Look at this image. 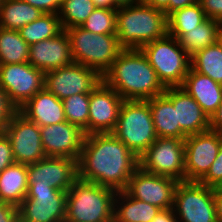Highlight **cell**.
I'll return each mask as SVG.
<instances>
[{"mask_svg": "<svg viewBox=\"0 0 222 222\" xmlns=\"http://www.w3.org/2000/svg\"><path fill=\"white\" fill-rule=\"evenodd\" d=\"M199 2V0H174L169 1V14L173 11L184 8L186 6L192 5L194 3Z\"/></svg>", "mask_w": 222, "mask_h": 222, "instance_id": "bcb514c9", "label": "cell"}, {"mask_svg": "<svg viewBox=\"0 0 222 222\" xmlns=\"http://www.w3.org/2000/svg\"><path fill=\"white\" fill-rule=\"evenodd\" d=\"M116 23L117 8H95L80 27L95 34H116Z\"/></svg>", "mask_w": 222, "mask_h": 222, "instance_id": "836d02e7", "label": "cell"}, {"mask_svg": "<svg viewBox=\"0 0 222 222\" xmlns=\"http://www.w3.org/2000/svg\"><path fill=\"white\" fill-rule=\"evenodd\" d=\"M27 190V164L14 163L0 173V201L18 206Z\"/></svg>", "mask_w": 222, "mask_h": 222, "instance_id": "d4e9b609", "label": "cell"}, {"mask_svg": "<svg viewBox=\"0 0 222 222\" xmlns=\"http://www.w3.org/2000/svg\"><path fill=\"white\" fill-rule=\"evenodd\" d=\"M112 134L138 158L158 138L147 100H124Z\"/></svg>", "mask_w": 222, "mask_h": 222, "instance_id": "8992f818", "label": "cell"}, {"mask_svg": "<svg viewBox=\"0 0 222 222\" xmlns=\"http://www.w3.org/2000/svg\"><path fill=\"white\" fill-rule=\"evenodd\" d=\"M63 31L58 14L43 13L35 21L23 26L19 33L30 46L43 40L51 39Z\"/></svg>", "mask_w": 222, "mask_h": 222, "instance_id": "f546056e", "label": "cell"}, {"mask_svg": "<svg viewBox=\"0 0 222 222\" xmlns=\"http://www.w3.org/2000/svg\"><path fill=\"white\" fill-rule=\"evenodd\" d=\"M141 1L142 0H113V4L116 8H121L140 3Z\"/></svg>", "mask_w": 222, "mask_h": 222, "instance_id": "c3c4849f", "label": "cell"}, {"mask_svg": "<svg viewBox=\"0 0 222 222\" xmlns=\"http://www.w3.org/2000/svg\"><path fill=\"white\" fill-rule=\"evenodd\" d=\"M43 14L38 8L23 0H2L0 6V27L20 30Z\"/></svg>", "mask_w": 222, "mask_h": 222, "instance_id": "4316f807", "label": "cell"}, {"mask_svg": "<svg viewBox=\"0 0 222 222\" xmlns=\"http://www.w3.org/2000/svg\"><path fill=\"white\" fill-rule=\"evenodd\" d=\"M147 101L150 105L154 128L158 137L182 140L187 137L177 124L176 109H174L173 103L164 94Z\"/></svg>", "mask_w": 222, "mask_h": 222, "instance_id": "603a6c76", "label": "cell"}, {"mask_svg": "<svg viewBox=\"0 0 222 222\" xmlns=\"http://www.w3.org/2000/svg\"><path fill=\"white\" fill-rule=\"evenodd\" d=\"M15 163L10 140L0 133V173Z\"/></svg>", "mask_w": 222, "mask_h": 222, "instance_id": "d590c367", "label": "cell"}, {"mask_svg": "<svg viewBox=\"0 0 222 222\" xmlns=\"http://www.w3.org/2000/svg\"><path fill=\"white\" fill-rule=\"evenodd\" d=\"M198 182L214 189L222 186V145L208 172Z\"/></svg>", "mask_w": 222, "mask_h": 222, "instance_id": "e575fe53", "label": "cell"}, {"mask_svg": "<svg viewBox=\"0 0 222 222\" xmlns=\"http://www.w3.org/2000/svg\"><path fill=\"white\" fill-rule=\"evenodd\" d=\"M178 183L179 181L172 177L152 174L138 167L124 191L130 197L166 210L173 208Z\"/></svg>", "mask_w": 222, "mask_h": 222, "instance_id": "4fadbf2b", "label": "cell"}, {"mask_svg": "<svg viewBox=\"0 0 222 222\" xmlns=\"http://www.w3.org/2000/svg\"><path fill=\"white\" fill-rule=\"evenodd\" d=\"M102 81L124 100H148L166 90L141 49H123Z\"/></svg>", "mask_w": 222, "mask_h": 222, "instance_id": "7a4b0ae2", "label": "cell"}, {"mask_svg": "<svg viewBox=\"0 0 222 222\" xmlns=\"http://www.w3.org/2000/svg\"><path fill=\"white\" fill-rule=\"evenodd\" d=\"M163 94L173 103L177 124L186 136L210 130V118L184 89L167 87Z\"/></svg>", "mask_w": 222, "mask_h": 222, "instance_id": "d6986e66", "label": "cell"}, {"mask_svg": "<svg viewBox=\"0 0 222 222\" xmlns=\"http://www.w3.org/2000/svg\"><path fill=\"white\" fill-rule=\"evenodd\" d=\"M185 146L178 138H160L139 157V167L149 173L185 181Z\"/></svg>", "mask_w": 222, "mask_h": 222, "instance_id": "30bf717a", "label": "cell"}, {"mask_svg": "<svg viewBox=\"0 0 222 222\" xmlns=\"http://www.w3.org/2000/svg\"><path fill=\"white\" fill-rule=\"evenodd\" d=\"M74 63L96 70L101 76L111 67L123 48L116 34H95L80 26L65 29Z\"/></svg>", "mask_w": 222, "mask_h": 222, "instance_id": "5b68a950", "label": "cell"}, {"mask_svg": "<svg viewBox=\"0 0 222 222\" xmlns=\"http://www.w3.org/2000/svg\"><path fill=\"white\" fill-rule=\"evenodd\" d=\"M191 68L222 85V38L193 55Z\"/></svg>", "mask_w": 222, "mask_h": 222, "instance_id": "f1b7e54d", "label": "cell"}, {"mask_svg": "<svg viewBox=\"0 0 222 222\" xmlns=\"http://www.w3.org/2000/svg\"><path fill=\"white\" fill-rule=\"evenodd\" d=\"M0 222H20L18 206L0 201Z\"/></svg>", "mask_w": 222, "mask_h": 222, "instance_id": "f35d334b", "label": "cell"}, {"mask_svg": "<svg viewBox=\"0 0 222 222\" xmlns=\"http://www.w3.org/2000/svg\"><path fill=\"white\" fill-rule=\"evenodd\" d=\"M96 8L112 9L116 8L113 4V0H92Z\"/></svg>", "mask_w": 222, "mask_h": 222, "instance_id": "7dc6e473", "label": "cell"}, {"mask_svg": "<svg viewBox=\"0 0 222 222\" xmlns=\"http://www.w3.org/2000/svg\"><path fill=\"white\" fill-rule=\"evenodd\" d=\"M4 133L10 140L15 163L31 164L46 157L40 127L19 111L11 119Z\"/></svg>", "mask_w": 222, "mask_h": 222, "instance_id": "9a60e30c", "label": "cell"}, {"mask_svg": "<svg viewBox=\"0 0 222 222\" xmlns=\"http://www.w3.org/2000/svg\"><path fill=\"white\" fill-rule=\"evenodd\" d=\"M0 86L19 109L44 88V73L29 62L0 64Z\"/></svg>", "mask_w": 222, "mask_h": 222, "instance_id": "7c38bea8", "label": "cell"}, {"mask_svg": "<svg viewBox=\"0 0 222 222\" xmlns=\"http://www.w3.org/2000/svg\"><path fill=\"white\" fill-rule=\"evenodd\" d=\"M89 102L90 93H80L62 100L66 121L80 127L85 135H89Z\"/></svg>", "mask_w": 222, "mask_h": 222, "instance_id": "1f68e13d", "label": "cell"}, {"mask_svg": "<svg viewBox=\"0 0 222 222\" xmlns=\"http://www.w3.org/2000/svg\"><path fill=\"white\" fill-rule=\"evenodd\" d=\"M0 109H18L10 100L8 93L0 86Z\"/></svg>", "mask_w": 222, "mask_h": 222, "instance_id": "f6af8a7d", "label": "cell"}, {"mask_svg": "<svg viewBox=\"0 0 222 222\" xmlns=\"http://www.w3.org/2000/svg\"><path fill=\"white\" fill-rule=\"evenodd\" d=\"M207 18L222 23V0H199Z\"/></svg>", "mask_w": 222, "mask_h": 222, "instance_id": "8d00e7d4", "label": "cell"}, {"mask_svg": "<svg viewBox=\"0 0 222 222\" xmlns=\"http://www.w3.org/2000/svg\"><path fill=\"white\" fill-rule=\"evenodd\" d=\"M162 209L130 197L124 190L114 199V222H152Z\"/></svg>", "mask_w": 222, "mask_h": 222, "instance_id": "cb8c5ba5", "label": "cell"}, {"mask_svg": "<svg viewBox=\"0 0 222 222\" xmlns=\"http://www.w3.org/2000/svg\"><path fill=\"white\" fill-rule=\"evenodd\" d=\"M95 8L92 0H62L58 16L63 30L83 24Z\"/></svg>", "mask_w": 222, "mask_h": 222, "instance_id": "d6a6232c", "label": "cell"}, {"mask_svg": "<svg viewBox=\"0 0 222 222\" xmlns=\"http://www.w3.org/2000/svg\"><path fill=\"white\" fill-rule=\"evenodd\" d=\"M206 19L199 2L177 9L167 16L168 34L179 39L188 30L196 28Z\"/></svg>", "mask_w": 222, "mask_h": 222, "instance_id": "83f0119b", "label": "cell"}, {"mask_svg": "<svg viewBox=\"0 0 222 222\" xmlns=\"http://www.w3.org/2000/svg\"><path fill=\"white\" fill-rule=\"evenodd\" d=\"M173 211L178 222H218L214 188L198 181H180L174 193Z\"/></svg>", "mask_w": 222, "mask_h": 222, "instance_id": "9c48e42d", "label": "cell"}, {"mask_svg": "<svg viewBox=\"0 0 222 222\" xmlns=\"http://www.w3.org/2000/svg\"><path fill=\"white\" fill-rule=\"evenodd\" d=\"M142 1L156 9L164 11V13L168 16L169 1H174V0H142Z\"/></svg>", "mask_w": 222, "mask_h": 222, "instance_id": "ee69618b", "label": "cell"}, {"mask_svg": "<svg viewBox=\"0 0 222 222\" xmlns=\"http://www.w3.org/2000/svg\"><path fill=\"white\" fill-rule=\"evenodd\" d=\"M152 222H178L173 208L161 210Z\"/></svg>", "mask_w": 222, "mask_h": 222, "instance_id": "b9f144b4", "label": "cell"}, {"mask_svg": "<svg viewBox=\"0 0 222 222\" xmlns=\"http://www.w3.org/2000/svg\"><path fill=\"white\" fill-rule=\"evenodd\" d=\"M222 145V134L207 130L188 135L185 146V181H199L215 161Z\"/></svg>", "mask_w": 222, "mask_h": 222, "instance_id": "5bb4252c", "label": "cell"}, {"mask_svg": "<svg viewBox=\"0 0 222 222\" xmlns=\"http://www.w3.org/2000/svg\"><path fill=\"white\" fill-rule=\"evenodd\" d=\"M210 130L222 134V101L210 117Z\"/></svg>", "mask_w": 222, "mask_h": 222, "instance_id": "ab89813d", "label": "cell"}, {"mask_svg": "<svg viewBox=\"0 0 222 222\" xmlns=\"http://www.w3.org/2000/svg\"><path fill=\"white\" fill-rule=\"evenodd\" d=\"M43 151L48 157L79 159L84 131L68 121L40 127Z\"/></svg>", "mask_w": 222, "mask_h": 222, "instance_id": "ac0fdd59", "label": "cell"}, {"mask_svg": "<svg viewBox=\"0 0 222 222\" xmlns=\"http://www.w3.org/2000/svg\"><path fill=\"white\" fill-rule=\"evenodd\" d=\"M140 49L166 88L183 84L191 68V57L181 47L178 39L167 34L144 44Z\"/></svg>", "mask_w": 222, "mask_h": 222, "instance_id": "52a82bcc", "label": "cell"}, {"mask_svg": "<svg viewBox=\"0 0 222 222\" xmlns=\"http://www.w3.org/2000/svg\"><path fill=\"white\" fill-rule=\"evenodd\" d=\"M139 158L112 133L85 136L78 159V178L123 191Z\"/></svg>", "mask_w": 222, "mask_h": 222, "instance_id": "6da1fadb", "label": "cell"}, {"mask_svg": "<svg viewBox=\"0 0 222 222\" xmlns=\"http://www.w3.org/2000/svg\"><path fill=\"white\" fill-rule=\"evenodd\" d=\"M30 5L38 8L43 13L58 14L62 4V0H23Z\"/></svg>", "mask_w": 222, "mask_h": 222, "instance_id": "74e56055", "label": "cell"}, {"mask_svg": "<svg viewBox=\"0 0 222 222\" xmlns=\"http://www.w3.org/2000/svg\"><path fill=\"white\" fill-rule=\"evenodd\" d=\"M28 62L43 73L73 63L70 42L65 30L51 39L30 45Z\"/></svg>", "mask_w": 222, "mask_h": 222, "instance_id": "ffe728a7", "label": "cell"}, {"mask_svg": "<svg viewBox=\"0 0 222 222\" xmlns=\"http://www.w3.org/2000/svg\"><path fill=\"white\" fill-rule=\"evenodd\" d=\"M117 191L78 179L67 191L64 222H114Z\"/></svg>", "mask_w": 222, "mask_h": 222, "instance_id": "277c9868", "label": "cell"}, {"mask_svg": "<svg viewBox=\"0 0 222 222\" xmlns=\"http://www.w3.org/2000/svg\"><path fill=\"white\" fill-rule=\"evenodd\" d=\"M180 87L196 100L209 118L222 101V85L192 68Z\"/></svg>", "mask_w": 222, "mask_h": 222, "instance_id": "7402d4cb", "label": "cell"}, {"mask_svg": "<svg viewBox=\"0 0 222 222\" xmlns=\"http://www.w3.org/2000/svg\"><path fill=\"white\" fill-rule=\"evenodd\" d=\"M123 101L113 88L101 81L90 92L89 134L112 133Z\"/></svg>", "mask_w": 222, "mask_h": 222, "instance_id": "e0dca14e", "label": "cell"}, {"mask_svg": "<svg viewBox=\"0 0 222 222\" xmlns=\"http://www.w3.org/2000/svg\"><path fill=\"white\" fill-rule=\"evenodd\" d=\"M28 185H51L68 191L78 178V160L46 156L38 162L27 164Z\"/></svg>", "mask_w": 222, "mask_h": 222, "instance_id": "2e32d148", "label": "cell"}, {"mask_svg": "<svg viewBox=\"0 0 222 222\" xmlns=\"http://www.w3.org/2000/svg\"><path fill=\"white\" fill-rule=\"evenodd\" d=\"M168 34L167 15L147 3L117 8L116 35L123 49H140Z\"/></svg>", "mask_w": 222, "mask_h": 222, "instance_id": "3957f363", "label": "cell"}, {"mask_svg": "<svg viewBox=\"0 0 222 222\" xmlns=\"http://www.w3.org/2000/svg\"><path fill=\"white\" fill-rule=\"evenodd\" d=\"M101 81L102 76L96 70L74 62L44 73V88L60 100L90 93Z\"/></svg>", "mask_w": 222, "mask_h": 222, "instance_id": "8fae6325", "label": "cell"}, {"mask_svg": "<svg viewBox=\"0 0 222 222\" xmlns=\"http://www.w3.org/2000/svg\"><path fill=\"white\" fill-rule=\"evenodd\" d=\"M67 192L51 185H28L18 205L20 222H64Z\"/></svg>", "mask_w": 222, "mask_h": 222, "instance_id": "ba28073f", "label": "cell"}, {"mask_svg": "<svg viewBox=\"0 0 222 222\" xmlns=\"http://www.w3.org/2000/svg\"><path fill=\"white\" fill-rule=\"evenodd\" d=\"M18 109H0V133H4Z\"/></svg>", "mask_w": 222, "mask_h": 222, "instance_id": "60d3db41", "label": "cell"}, {"mask_svg": "<svg viewBox=\"0 0 222 222\" xmlns=\"http://www.w3.org/2000/svg\"><path fill=\"white\" fill-rule=\"evenodd\" d=\"M214 204H215L216 218L218 222H222V189L221 188L214 189Z\"/></svg>", "mask_w": 222, "mask_h": 222, "instance_id": "7bdbcfd3", "label": "cell"}, {"mask_svg": "<svg viewBox=\"0 0 222 222\" xmlns=\"http://www.w3.org/2000/svg\"><path fill=\"white\" fill-rule=\"evenodd\" d=\"M29 48L19 30L0 27V64L28 62Z\"/></svg>", "mask_w": 222, "mask_h": 222, "instance_id": "4dcf8cb0", "label": "cell"}, {"mask_svg": "<svg viewBox=\"0 0 222 222\" xmlns=\"http://www.w3.org/2000/svg\"><path fill=\"white\" fill-rule=\"evenodd\" d=\"M18 111L39 127L66 121L62 100L43 88Z\"/></svg>", "mask_w": 222, "mask_h": 222, "instance_id": "44dd1931", "label": "cell"}, {"mask_svg": "<svg viewBox=\"0 0 222 222\" xmlns=\"http://www.w3.org/2000/svg\"><path fill=\"white\" fill-rule=\"evenodd\" d=\"M222 38V23L207 18L203 23L184 33L179 39L181 47L192 57L197 52L214 45Z\"/></svg>", "mask_w": 222, "mask_h": 222, "instance_id": "484cf974", "label": "cell"}]
</instances>
